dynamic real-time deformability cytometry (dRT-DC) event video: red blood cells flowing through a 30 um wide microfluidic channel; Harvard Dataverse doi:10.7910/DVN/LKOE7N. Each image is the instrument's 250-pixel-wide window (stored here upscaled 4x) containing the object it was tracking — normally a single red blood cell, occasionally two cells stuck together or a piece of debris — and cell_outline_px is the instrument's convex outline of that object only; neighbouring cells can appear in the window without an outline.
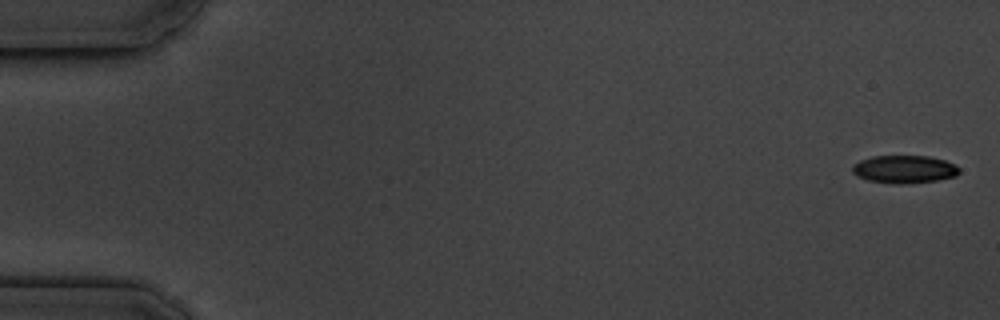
{"species": "common noctule bat (a hibernating species)", "species_latin": "Nyctalus noctula", "temperature_condition": "cold", "stored_images_in_passage": 4, "camera_frame_rate_fps": 3000, "um_per_image_px": 0.085, "animal": {"sex": "male", "body_mass_g": 19.5, "forearm_length_mm": 54.6}, "frame": {"image": 1, "passage_image": 1, "time_ms": 0.0, "image_size_px": [1000, 320], "cell_outline_px": [[960, 172], [956, 176], [936, 180], [900, 184], [892, 184], [868, 180], [856, 176], [852, 172], [852, 164], [860, 160], [872, 156], [928, 156], [944, 160], [956, 164], [960, 168]], "centroid_in_image_um": [76.85, 14.38], "position_along_channel_um": 8.1, "area_um2": 17.46}}